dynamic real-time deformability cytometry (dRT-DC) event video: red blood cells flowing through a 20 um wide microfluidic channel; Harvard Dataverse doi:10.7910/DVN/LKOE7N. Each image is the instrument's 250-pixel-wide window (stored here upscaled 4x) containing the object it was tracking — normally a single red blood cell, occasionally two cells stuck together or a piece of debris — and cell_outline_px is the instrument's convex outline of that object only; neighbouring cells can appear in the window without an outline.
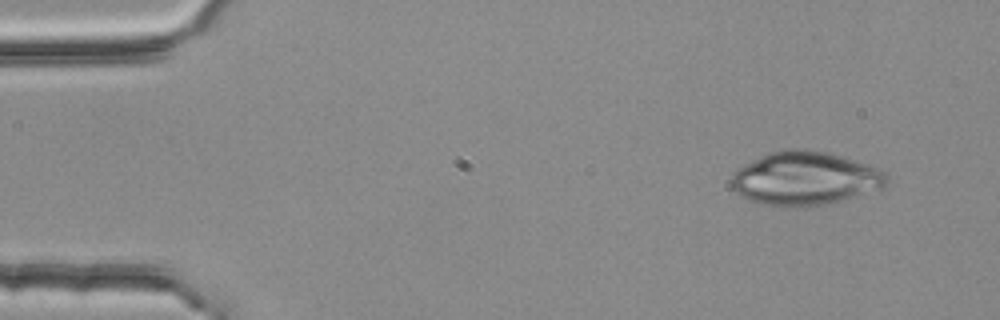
{"species": "common noctule bat (a hibernating species)", "species_latin": "Nyctalus noctula", "temperature_condition": "room temperature", "stored_images_in_passage": 2, "camera_frame_rate_fps": 3000, "um_per_image_px": 0.085, "animal": {"sex": "female", "body_mass_g": 25.1}, "frame": {"image": 1, "passage_image": 1, "time_ms": 0.0, "image_size_px": [1000, 320], "cell_outline_px": [[888, 188], [824, 204], [804, 208], [792, 208], [764, 204], [748, 200], [736, 192], [732, 188], [728, 180], [744, 164], [772, 152], [788, 148], [804, 148], [828, 152], [888, 172]], "centroid_in_image_um": [68.45, 15.19], "position_along_channel_um": 16.5, "area_um2": 48.73}}